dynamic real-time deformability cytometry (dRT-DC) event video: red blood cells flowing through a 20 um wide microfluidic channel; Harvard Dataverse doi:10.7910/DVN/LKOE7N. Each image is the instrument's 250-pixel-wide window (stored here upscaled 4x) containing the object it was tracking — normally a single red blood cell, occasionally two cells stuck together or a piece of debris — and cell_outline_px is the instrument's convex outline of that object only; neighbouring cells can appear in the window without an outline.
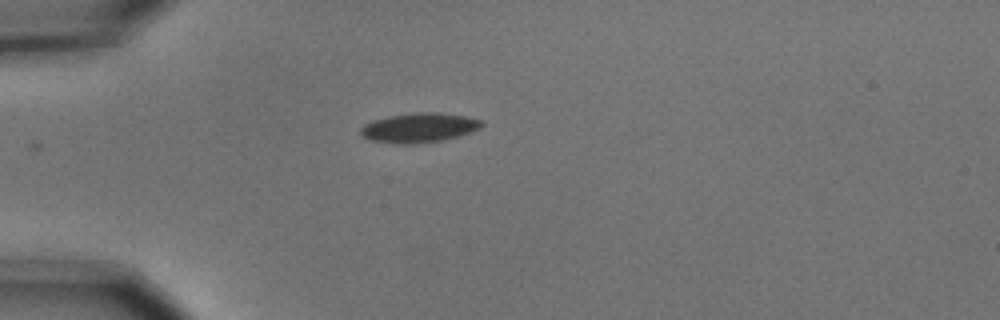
{"species": "common noctule bat (a hibernating species)", "species_latin": "Nyctalus noctula", "temperature_condition": "cold", "stored_images_in_passage": 4, "camera_frame_rate_fps": 3000, "um_per_image_px": 0.085, "animal": {"sex": "male", "body_mass_g": 15.6}, "frame": {"image": 1, "passage_image": 4, "time_ms": 1.0, "image_size_px": [1000, 320], "cell_outline_px": [[484, 124], [468, 132], [456, 136], [440, 140], [416, 144], [400, 144], [372, 140], [360, 136], [360, 128], [364, 124], [388, 116], [416, 112], [436, 112], [464, 116], [480, 120]], "centroid_in_image_um": [35.55, 10.85], "position_along_channel_um": 49.5, "area_um2": 20.4}}